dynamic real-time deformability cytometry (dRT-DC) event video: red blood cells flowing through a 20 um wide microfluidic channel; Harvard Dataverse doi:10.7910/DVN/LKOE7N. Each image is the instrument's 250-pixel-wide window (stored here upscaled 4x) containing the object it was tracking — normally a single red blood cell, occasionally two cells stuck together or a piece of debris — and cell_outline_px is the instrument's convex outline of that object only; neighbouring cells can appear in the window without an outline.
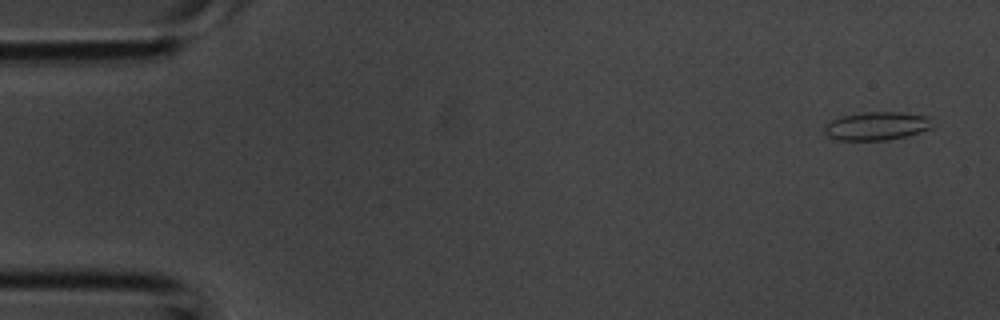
{"species": "common noctule bat (a hibernating species)", "species_latin": "Nyctalus noctula", "temperature_condition": "room temperature", "stored_images_in_passage": 39, "camera_frame_rate_fps": 3000, "um_per_image_px": 0.085, "animal": {"sex": "male", "body_mass_g": 20.1, "forearm_length_mm": 53.5}, "frame": {"image": 1, "passage_image": 2, "time_ms": 0.333, "image_size_px": [1000, 320], "cell_outline_px": [[932, 128], [908, 136], [888, 140], [836, 140], [828, 136], [824, 132], [824, 124], [840, 116], [860, 112], [900, 112], [928, 116]], "centroid_in_image_um": [74.48, 10.71], "position_along_channel_um": 10.5, "area_um2": 17.98}}
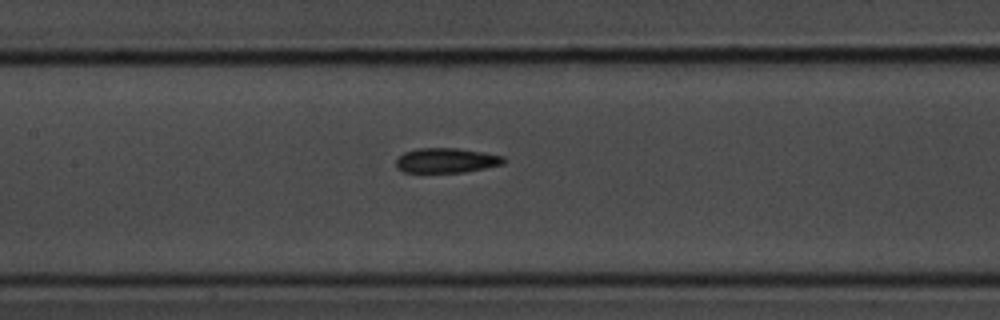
{"frame": {"image": 2, "passage_image": 18, "time_ms": 5.667, "image_size_px": [1000, 320], "cell_outline_px": [[504, 164], [464, 172], [404, 172], [396, 168], [396, 160], [404, 152], [420, 148], [456, 148], [504, 156]], "centroid_in_image_um": [37.91, 13.64], "position_along_channel_um": 169.5, "area_um2": 15.37}}
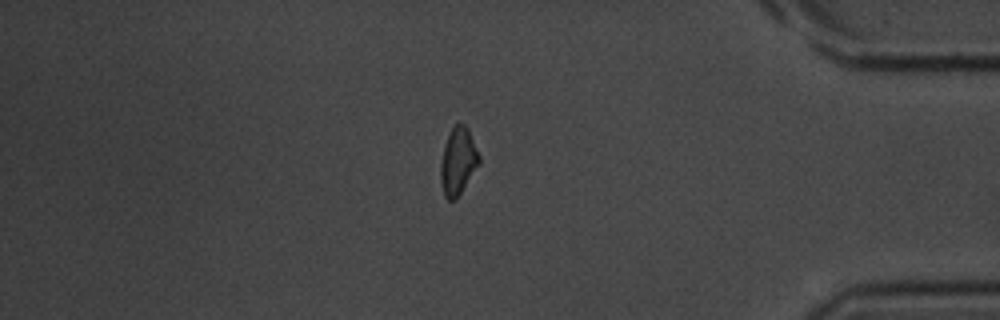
{"frame": {"image": 3, "passage_image": 33, "time_ms": 10.667, "image_size_px": [1000, 320], "cell_outline_px": [[480, 164], [456, 200], [448, 200], [444, 196], [440, 180], [440, 164], [444, 148], [448, 136], [452, 128], [456, 124], [464, 124], [468, 128], [480, 156]], "centroid_in_image_um": [38.94, 13.74], "position_along_channel_um": 396.3, "area_um2": 15.09}}